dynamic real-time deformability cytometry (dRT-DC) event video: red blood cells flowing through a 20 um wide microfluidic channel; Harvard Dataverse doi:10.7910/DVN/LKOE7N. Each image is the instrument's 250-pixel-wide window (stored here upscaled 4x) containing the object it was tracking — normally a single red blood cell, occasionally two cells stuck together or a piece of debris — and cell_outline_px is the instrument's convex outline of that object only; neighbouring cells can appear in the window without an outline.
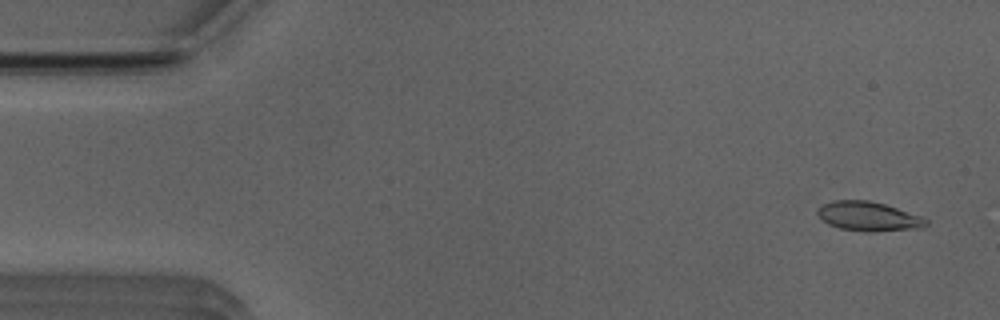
{"species": "Egyptian fruit bat (a non-hibernating species)", "species_latin": "Rousettus aegyptiacus", "temperature_condition": "room temperature", "stored_images_in_passage": 52, "camera_frame_rate_fps": 3000, "um_per_image_px": 0.085, "animal": {"sex": "male"}, "frame": {"image": 1, "passage_image": 3, "time_ms": 0.667, "image_size_px": [1000, 320], "cell_outline_px": [[928, 224], [924, 228], [868, 232], [864, 232], [840, 228], [828, 224], [816, 212], [816, 208], [832, 200], [868, 200], [884, 204], [920, 216], [928, 220]], "centroid_in_image_um": [73.82, 18.39], "position_along_channel_um": 11.2, "area_um2": 18.5}}
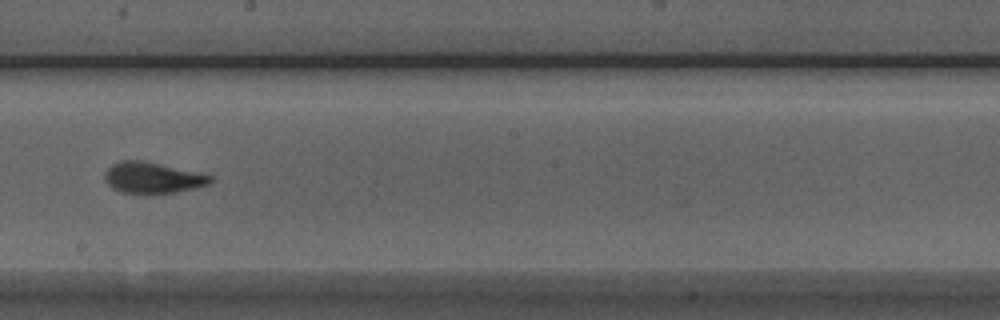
{"frame": {"image": 2, "passage_image": 29, "time_ms": 9.333, "image_size_px": [1000, 320], "cell_outline_px": [[216, 176], [208, 184], [176, 192], [148, 196], [144, 196], [120, 192], [112, 188], [104, 180], [104, 172], [112, 164], [124, 160], [140, 160], [200, 172]], "centroid_in_image_um": [12.95, 15.14], "position_along_channel_um": 235.2, "area_um2": 19.71}}
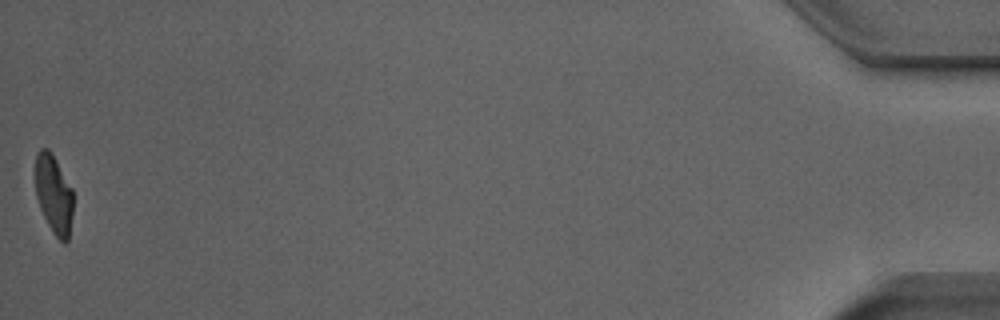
{"frame": {"image": 3, "passage_image": 52, "time_ms": 17.0, "image_size_px": [1000, 320], "cell_outline_px": [[72, 212], [68, 240], [64, 244], [52, 232], [40, 208], [36, 196], [36, 152], [40, 148], [48, 148], [52, 152], [72, 188]], "centroid_in_image_um": [4.57, 16.49], "position_along_channel_um": 430.6, "area_um2": 17.28}, "authors_computed_cell_mechanics": {"area_um2": 18.785, "velocity_mm_per_s": 3.9275, "shape_relaxation_time_tau1_ms": 3.6753, "shape_relaxation_time_tau2_ms": 1.0914, "deformation_change_tau1": 0.1876, "deformation_change_tau2": 0.0665}}